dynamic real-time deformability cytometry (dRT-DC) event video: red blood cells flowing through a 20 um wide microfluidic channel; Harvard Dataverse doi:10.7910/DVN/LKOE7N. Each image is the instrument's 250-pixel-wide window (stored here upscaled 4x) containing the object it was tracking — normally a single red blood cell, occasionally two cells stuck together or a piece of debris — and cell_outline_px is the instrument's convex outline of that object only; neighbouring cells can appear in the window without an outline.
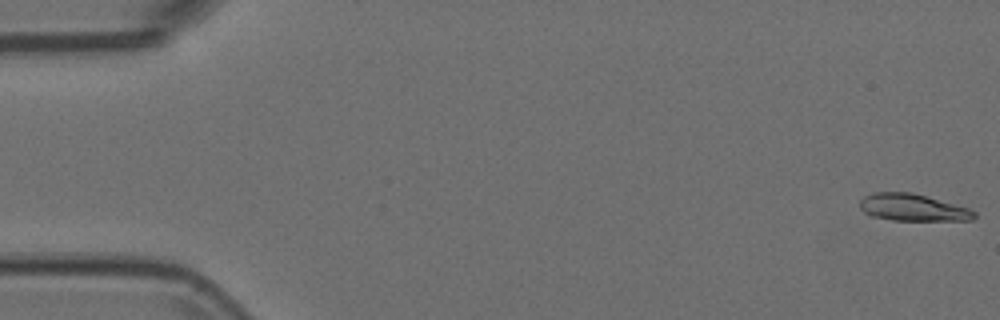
{"species": "Egyptian fruit bat (a non-hibernating species)", "species_latin": "Rousettus aegyptiacus", "temperature_condition": "room temperature", "stored_images_in_passage": 13, "camera_frame_rate_fps": 3000, "um_per_image_px": 0.085, "animal": {"sex": "female"}, "frame": {"image": 1, "passage_image": 1, "time_ms": 0.0, "image_size_px": [1000, 320], "cell_outline_px": [[976, 216], [972, 220], [892, 220], [868, 216], [860, 208], [860, 200], [864, 196], [872, 192], [912, 192], [968, 208], [976, 212]], "centroid_in_image_um": [77.53, 17.64], "position_along_channel_um": 7.5, "area_um2": 18.03}}